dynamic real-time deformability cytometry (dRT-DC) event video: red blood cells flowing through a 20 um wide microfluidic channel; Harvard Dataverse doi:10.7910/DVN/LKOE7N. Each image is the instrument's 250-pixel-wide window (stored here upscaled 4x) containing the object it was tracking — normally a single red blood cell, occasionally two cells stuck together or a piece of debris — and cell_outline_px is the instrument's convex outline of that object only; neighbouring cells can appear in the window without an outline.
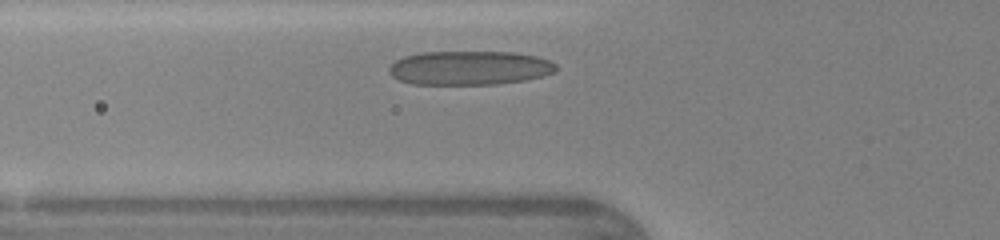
{"species": "human", "species_latin": "Homo sapiens", "temperature_condition": "warm", "stored_images_in_passage": 25, "camera_frame_rate_fps": 3000, "um_per_image_px": 0.085, "donor": {"sex": "female"}, "frame": {"image": 1, "passage_image": 4, "time_ms": 1.0, "image_size_px": [1000, 240], "cell_outline_px": [[556, 68], [552, 72], [540, 76], [524, 80], [496, 84], [412, 84], [400, 80], [392, 76], [388, 72], [388, 68], [396, 60], [404, 56], [420, 52], [516, 52], [536, 56], [548, 60], [556, 64]], "centroid_in_image_um": [39.86, 5.76], "position_along_channel_um": 85.9, "area_um2": 33.0}}
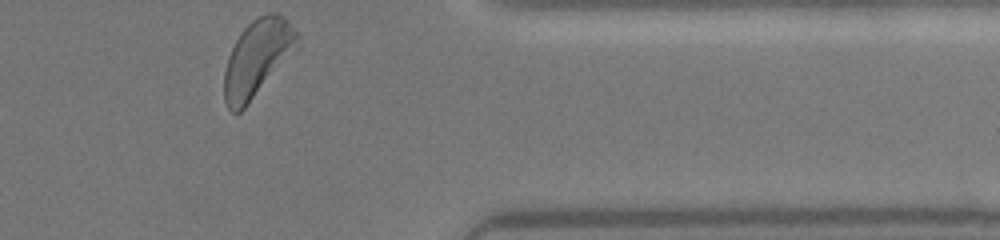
{"frame": {"image": 2, "passage_image": 25, "time_ms": 8.0, "image_size_px": [1000, 240], "cell_outline_px": [[300, 48], [248, 104], [240, 112], [232, 112], [228, 108], [224, 100], [224, 72], [228, 56], [240, 32], [252, 20], [264, 12], [276, 12], [284, 16], [296, 32], [300, 44]], "centroid_in_image_um": [21.9, 4.93], "position_along_channel_um": 389.5, "area_um2": 33.12}}